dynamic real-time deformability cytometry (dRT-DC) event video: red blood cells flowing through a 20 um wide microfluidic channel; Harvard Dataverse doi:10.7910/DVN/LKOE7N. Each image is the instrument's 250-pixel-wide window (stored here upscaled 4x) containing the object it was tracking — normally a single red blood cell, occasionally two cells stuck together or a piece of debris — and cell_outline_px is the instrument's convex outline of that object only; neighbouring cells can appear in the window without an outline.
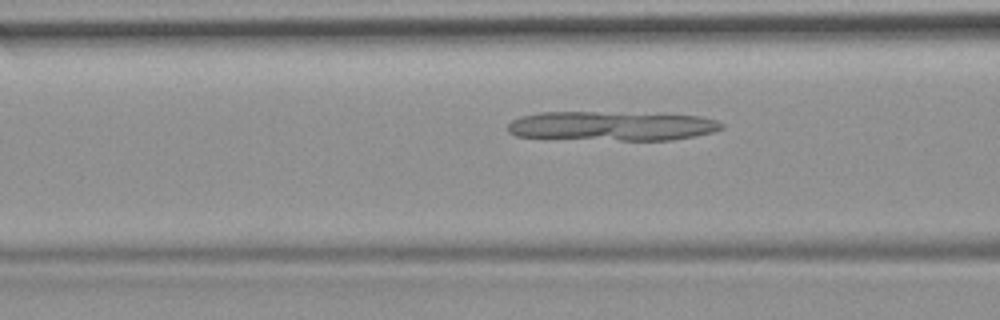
{"species": "common noctule bat (a hibernating species)", "species_latin": "Nyctalus noctula", "temperature_condition": "room temperature", "stored_images_in_passage": 39, "camera_frame_rate_fps": 3000, "um_per_image_px": 0.085, "animal": {"sex": "female", "body_mass_g": 19.9}, "frame": {"image": 1, "passage_image": 6, "time_ms": 1.667, "image_size_px": [1000, 320], "cell_outline_px": [[724, 128], [712, 132], [672, 140], [620, 140], [516, 136], [508, 132], [508, 124], [512, 120], [520, 116], [544, 112], [596, 112], [700, 116], [716, 120], [724, 124]], "centroid_in_image_um": [52.0, 10.71], "position_along_channel_um": 114.6, "area_um2": 36.07}}
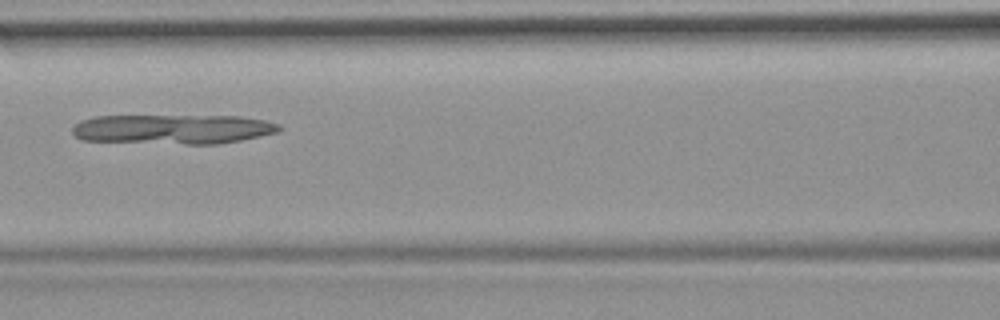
{"frame": {"image": 2, "passage_image": 9, "time_ms": 2.667, "image_size_px": [1000, 320], "cell_outline_px": [[284, 128], [280, 132], [240, 140], [216, 144], [184, 144], [80, 140], [72, 132], [72, 128], [80, 120], [96, 116], [240, 116], [264, 120], [280, 124]], "centroid_in_image_um": [14.73, 10.98], "position_along_channel_um": 151.9, "area_um2": 35.84}}
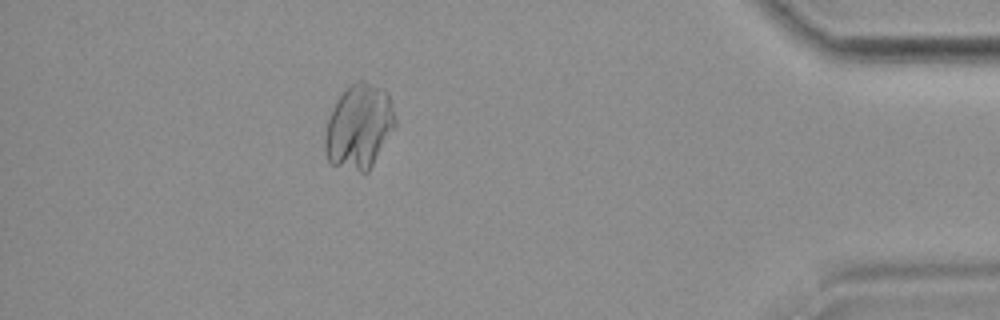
{"frame": {"image": 3, "passage_image": 33, "time_ms": 10.667, "image_size_px": [1000, 320], "cell_outline_px": [[396, 124], [368, 172], [360, 172], [332, 164], [328, 160], [324, 148], [324, 136], [328, 120], [332, 108], [336, 100], [344, 88], [356, 80], [364, 80], [388, 92], [396, 120]], "centroid_in_image_um": [30.5, 10.73], "position_along_channel_um": 404.7, "area_um2": 34.62}}